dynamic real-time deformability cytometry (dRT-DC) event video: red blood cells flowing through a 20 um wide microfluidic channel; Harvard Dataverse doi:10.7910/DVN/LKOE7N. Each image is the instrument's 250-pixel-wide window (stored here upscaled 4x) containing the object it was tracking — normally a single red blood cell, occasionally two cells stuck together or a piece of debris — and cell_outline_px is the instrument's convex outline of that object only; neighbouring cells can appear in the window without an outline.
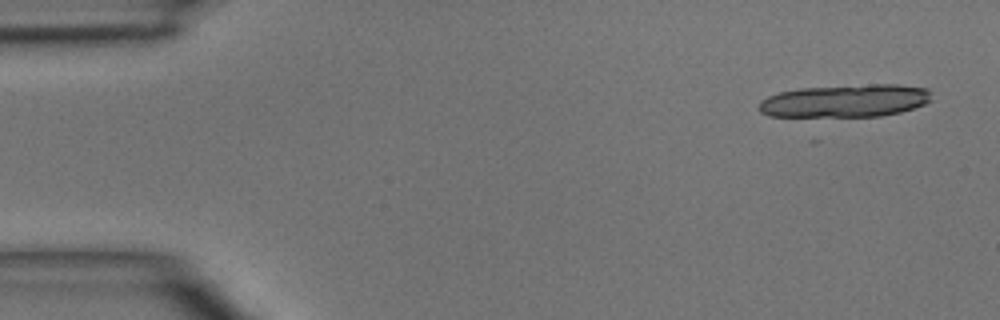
{"species": "common noctule bat (a hibernating species)", "species_latin": "Nyctalus noctula", "temperature_condition": "room temperature", "stored_images_in_passage": 5, "camera_frame_rate_fps": 3000, "um_per_image_px": 0.085, "animal": {"sex": "male", "body_mass_g": 15.6}, "frame": {"image": 1, "passage_image": 1, "time_ms": 0.0, "image_size_px": [1000, 320], "cell_outline_px": [[932, 100], [924, 104], [900, 112], [880, 116], [768, 116], [760, 112], [760, 100], [768, 96], [780, 92], [800, 88], [872, 84], [896, 84], [928, 88]], "centroid_in_image_um": [71.86, 8.56], "position_along_channel_um": 13.1, "area_um2": 32.83}}
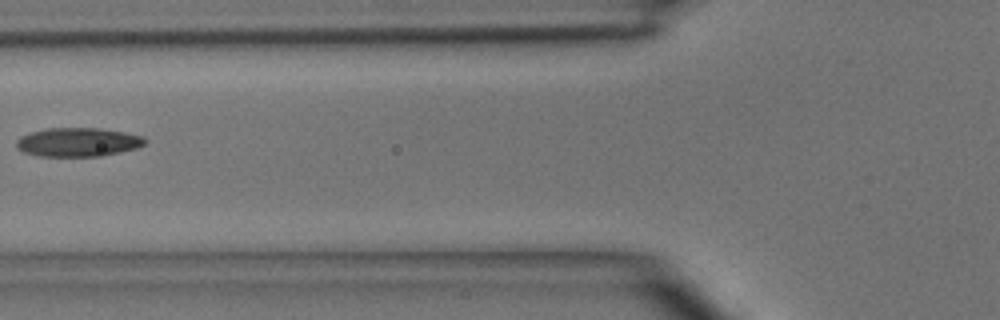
{"frame": {"image": 2, "passage_image": 5, "time_ms": 5.333, "image_size_px": [1000, 320], "cell_outline_px": [[148, 140], [144, 144], [136, 148], [104, 156], [36, 156], [24, 152], [16, 148], [16, 140], [20, 136], [32, 132], [48, 128], [100, 128], [124, 132], [144, 136]], "centroid_in_image_um": [6.63, 12.08], "position_along_channel_um": 119.2, "area_um2": 21.73}}